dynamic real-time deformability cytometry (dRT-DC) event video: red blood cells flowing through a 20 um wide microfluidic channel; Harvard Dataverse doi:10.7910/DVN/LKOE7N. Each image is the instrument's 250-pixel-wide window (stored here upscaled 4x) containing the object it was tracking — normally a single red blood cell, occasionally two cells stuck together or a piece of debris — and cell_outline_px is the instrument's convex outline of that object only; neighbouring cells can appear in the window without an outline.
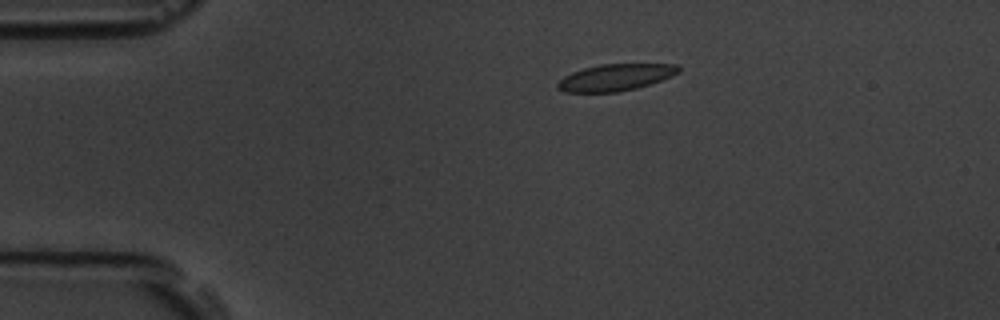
{"species": "common noctule bat (a hibernating species)", "species_latin": "Nyctalus noctula", "temperature_condition": "room temperature", "stored_images_in_passage": 3, "camera_frame_rate_fps": 3000, "um_per_image_px": 0.085, "animal": {"sex": "male", "body_mass_g": 19.5, "forearm_length_mm": 54.6}, "frame": {"image": 1, "passage_image": 1, "time_ms": 0.0, "image_size_px": [1000, 320], "cell_outline_px": [[680, 72], [672, 76], [636, 88], [620, 92], [564, 92], [556, 88], [556, 84], [564, 76], [572, 72], [584, 68], [600, 64], [676, 64], [680, 68]], "centroid_in_image_um": [52.29, 6.58], "position_along_channel_um": 32.7, "area_um2": 18.79}}